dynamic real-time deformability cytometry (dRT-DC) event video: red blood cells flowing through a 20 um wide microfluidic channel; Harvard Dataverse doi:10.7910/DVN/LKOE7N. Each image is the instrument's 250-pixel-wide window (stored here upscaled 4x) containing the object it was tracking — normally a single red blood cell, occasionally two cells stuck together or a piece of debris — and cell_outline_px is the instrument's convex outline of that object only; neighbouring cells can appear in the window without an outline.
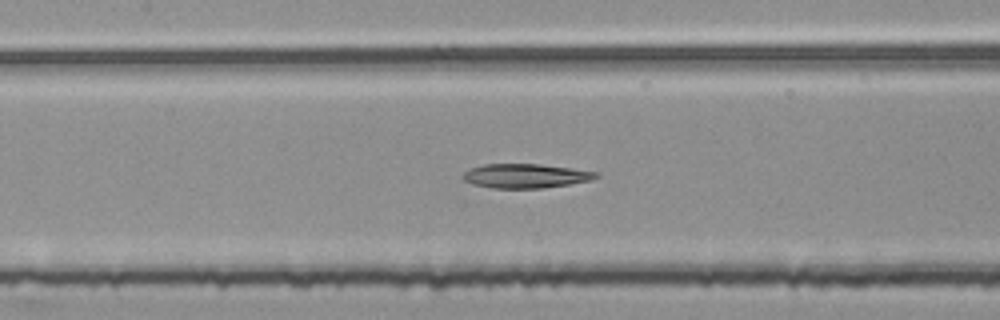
{"species": "common noctule bat (a hibernating species)", "species_latin": "Nyctalus noctula", "temperature_condition": "room temperature", "stored_images_in_passage": 41, "segment_of_instrument_passage": [2, 2], "camera_frame_rate_fps": 3000, "um_per_image_px": 0.085, "animal": {"sex": "female", "body_mass_g": 25.1}, "frame": {"image": 1, "passage_image": 25, "time_ms": 8.0, "image_size_px": [1000, 320], "cell_outline_px": [[600, 176], [592, 180], [568, 184], [540, 188], [492, 188], [472, 184], [464, 180], [464, 172], [468, 168], [484, 164], [540, 164], [600, 172]], "centroid_in_image_um": [44.68, 14.94], "position_along_channel_um": 162.7, "area_um2": 18.79}}
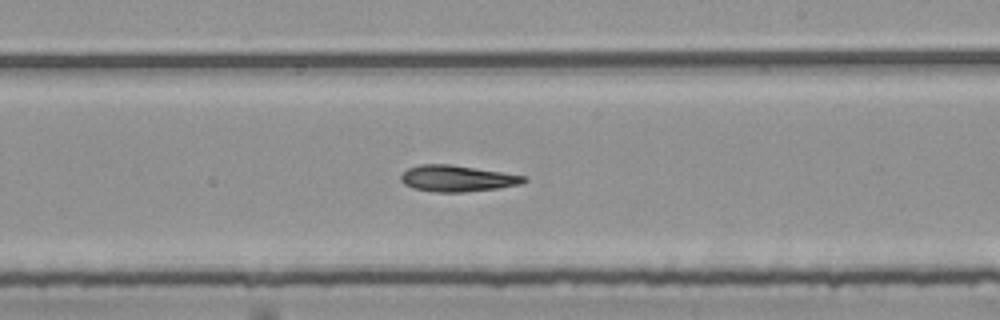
{"frame": {"image": 2, "passage_image": 32, "time_ms": 10.333, "image_size_px": [1000, 320], "cell_outline_px": [[528, 180], [520, 184], [496, 188], [464, 192], [436, 192], [412, 188], [404, 184], [400, 180], [400, 176], [408, 168], [420, 164], [448, 164], [528, 176]], "centroid_in_image_um": [38.84, 15.17], "position_along_channel_um": 250.2, "area_um2": 18.73}}
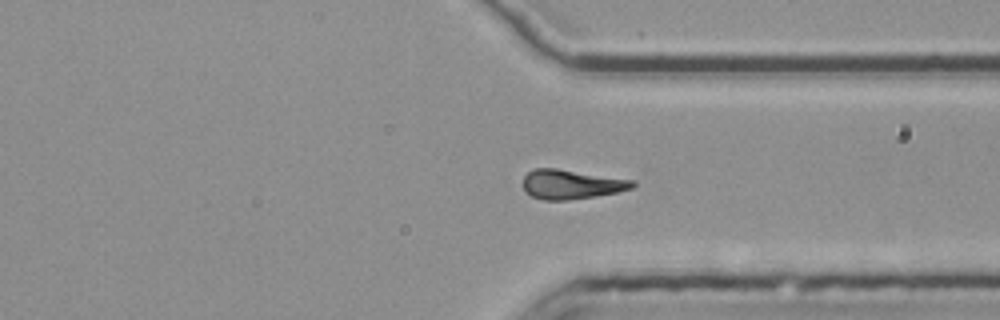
{"frame": {"image": 3, "passage_image": 41, "time_ms": 13.333, "image_size_px": [1000, 320], "cell_outline_px": [[636, 184], [632, 188], [616, 192], [596, 196], [568, 200], [544, 200], [532, 196], [524, 188], [524, 176], [532, 168], [556, 168], [636, 180]], "centroid_in_image_um": [48.59, 15.66], "position_along_channel_um": 362.8, "area_um2": 18.73}}